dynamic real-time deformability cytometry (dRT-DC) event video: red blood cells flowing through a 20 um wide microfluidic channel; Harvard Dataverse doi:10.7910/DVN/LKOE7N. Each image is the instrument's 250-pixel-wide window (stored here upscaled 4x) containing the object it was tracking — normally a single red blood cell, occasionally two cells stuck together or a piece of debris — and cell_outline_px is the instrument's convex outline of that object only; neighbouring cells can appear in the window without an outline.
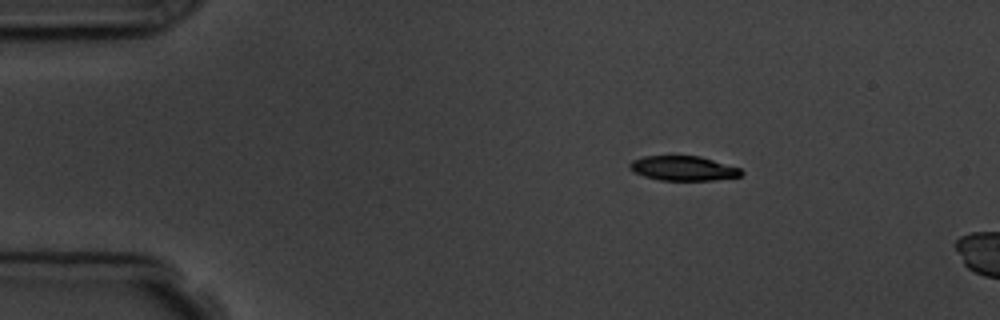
{"species": "common noctule bat (a hibernating species)", "species_latin": "Nyctalus noctula", "temperature_condition": "room temperature", "stored_images_in_passage": 3, "camera_frame_rate_fps": 3000, "um_per_image_px": 0.085, "animal": {"sex": "male", "body_mass_g": 19.5, "forearm_length_mm": 54.6}, "frame": {"image": 1, "passage_image": 1, "time_ms": 0.0, "image_size_px": [1000, 320], "cell_outline_px": [[744, 172], [740, 176], [712, 180], [660, 180], [644, 176], [628, 168], [628, 164], [632, 160], [644, 156], [700, 156], [740, 168]], "centroid_in_image_um": [58.06, 14.3], "position_along_channel_um": 26.9, "area_um2": 15.9}}